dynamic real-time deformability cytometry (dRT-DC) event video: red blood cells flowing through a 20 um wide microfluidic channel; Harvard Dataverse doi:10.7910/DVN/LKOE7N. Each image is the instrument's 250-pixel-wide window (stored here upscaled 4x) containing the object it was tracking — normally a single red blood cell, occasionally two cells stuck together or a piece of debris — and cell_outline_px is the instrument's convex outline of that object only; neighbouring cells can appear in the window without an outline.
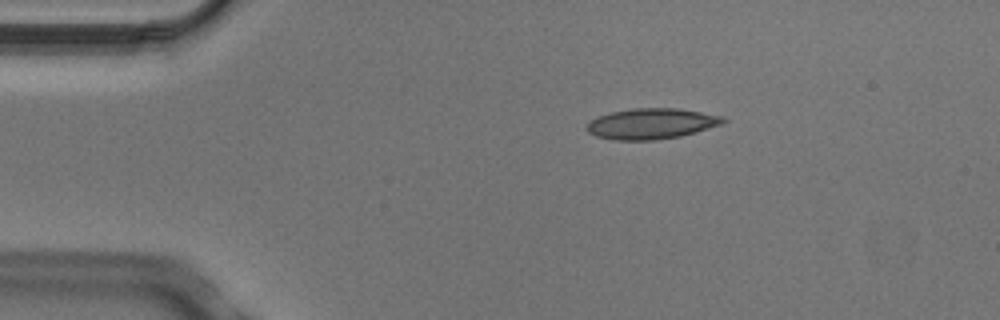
{"species": "Egyptian fruit bat (a non-hibernating species)", "species_latin": "Rousettus aegyptiacus", "temperature_condition": "cold", "stored_images_in_passage": 7, "camera_frame_rate_fps": 3000, "um_per_image_px": 0.085, "animal": {"sex": "male"}, "frame": {"image": 1, "passage_image": 3, "time_ms": 0.667, "image_size_px": [1000, 320], "cell_outline_px": [[728, 120], [724, 124], [696, 132], [680, 136], [656, 140], [612, 140], [596, 136], [588, 132], [584, 128], [592, 120], [600, 116], [612, 112], [632, 108], [680, 108], [724, 116]], "centroid_in_image_um": [55.42, 10.51], "position_along_channel_um": 29.6, "area_um2": 24.57}}
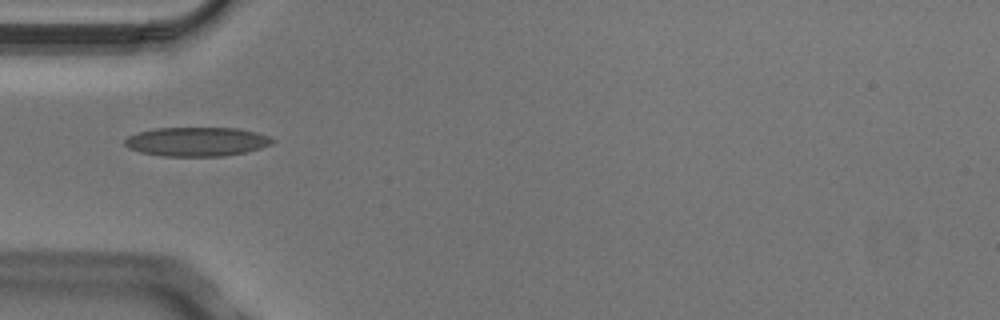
{"frame": {"image": 2, "passage_image": 5, "time_ms": 1.333, "image_size_px": [1000, 320], "cell_outline_px": [[276, 140], [272, 144], [260, 148], [244, 152], [224, 156], [160, 156], [140, 152], [128, 148], [124, 144], [124, 140], [128, 136], [152, 128], [236, 128], [256, 132], [268, 136]], "centroid_in_image_um": [16.71, 12.04], "position_along_channel_um": 68.3, "area_um2": 25.03}}
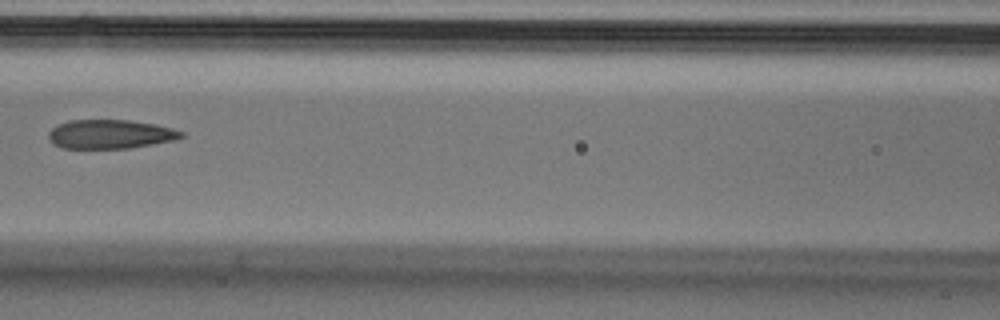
{"frame": {"image": 3, "passage_image": 7, "time_ms": 2.0, "image_size_px": [1000, 320], "cell_outline_px": [[184, 136], [176, 140], [128, 148], [64, 148], [52, 144], [48, 136], [48, 132], [56, 124], [68, 120], [128, 120], [152, 124], [172, 128], [184, 132]], "centroid_in_image_um": [9.34, 11.4], "position_along_channel_um": 157.3, "area_um2": 22.43}}